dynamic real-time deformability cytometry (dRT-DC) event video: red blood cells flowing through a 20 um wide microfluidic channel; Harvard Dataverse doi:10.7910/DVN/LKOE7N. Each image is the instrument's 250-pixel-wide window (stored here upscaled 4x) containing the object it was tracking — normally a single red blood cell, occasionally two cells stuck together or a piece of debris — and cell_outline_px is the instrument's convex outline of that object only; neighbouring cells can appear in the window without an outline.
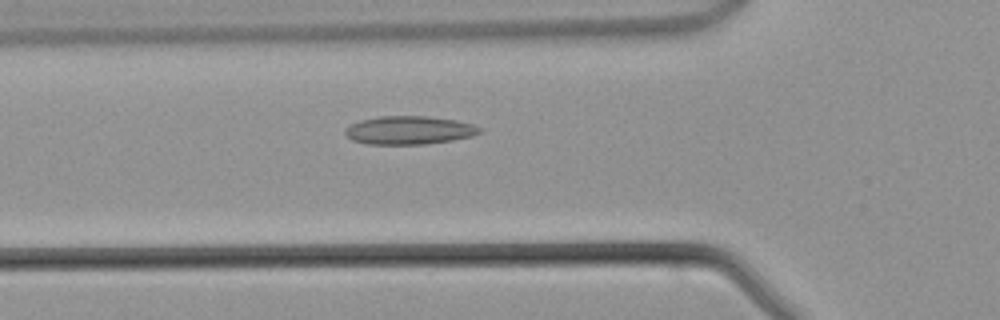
{"species": "common noctule bat (a hibernating species)", "species_latin": "Nyctalus noctula", "temperature_condition": "warm", "stored_images_in_passage": 38, "camera_frame_rate_fps": 3000, "um_per_image_px": 0.085, "animal": {"sex": "male", "body_mass_g": 21.5, "forearm_length_mm": 52.0}, "frame": {"image": 1, "passage_image": 9, "time_ms": 2.667, "image_size_px": [1000, 320], "cell_outline_px": [[484, 128], [480, 132], [472, 136], [452, 140], [424, 144], [368, 144], [352, 140], [344, 132], [344, 128], [348, 124], [360, 120], [380, 116], [428, 116], [456, 120], [472, 124]], "centroid_in_image_um": [34.76, 11.06], "position_along_channel_um": 91.0, "area_um2": 22.31}}
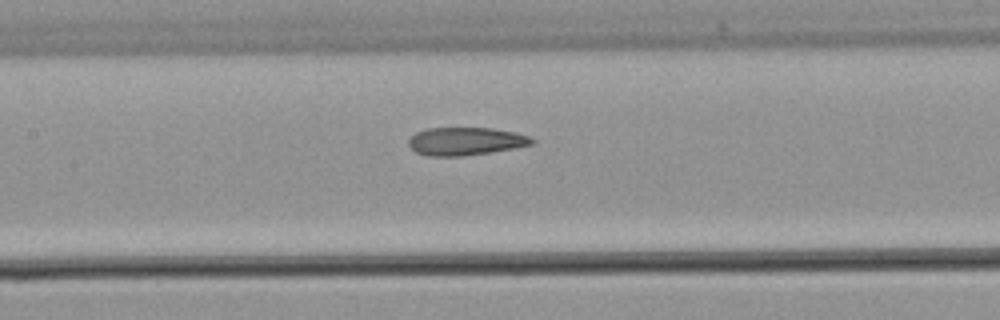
{"frame": {"image": 2, "passage_image": 14, "time_ms": 4.333, "image_size_px": [1000, 320], "cell_outline_px": [[536, 140], [532, 144], [492, 152], [460, 156], [428, 156], [416, 152], [408, 144], [408, 140], [416, 132], [424, 128], [492, 128], [516, 132], [528, 136]], "centroid_in_image_um": [39.56, 12.0], "position_along_channel_um": 167.8, "area_um2": 20.06}}
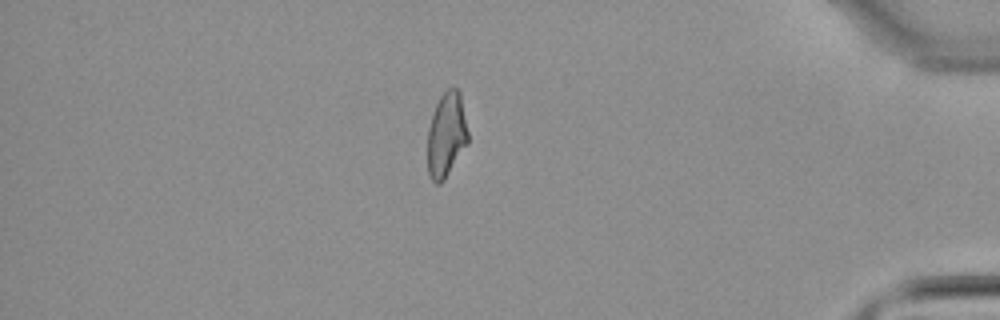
{"frame": {"image": 3, "passage_image": 32, "time_ms": 10.333, "image_size_px": [1000, 320], "cell_outline_px": [[468, 144], [444, 180], [440, 184], [436, 184], [432, 180], [428, 172], [428, 128], [436, 104], [440, 96], [452, 84], [460, 92], [468, 132]], "centroid_in_image_um": [37.95, 11.45], "position_along_channel_um": 397.2, "area_um2": 20.06}}